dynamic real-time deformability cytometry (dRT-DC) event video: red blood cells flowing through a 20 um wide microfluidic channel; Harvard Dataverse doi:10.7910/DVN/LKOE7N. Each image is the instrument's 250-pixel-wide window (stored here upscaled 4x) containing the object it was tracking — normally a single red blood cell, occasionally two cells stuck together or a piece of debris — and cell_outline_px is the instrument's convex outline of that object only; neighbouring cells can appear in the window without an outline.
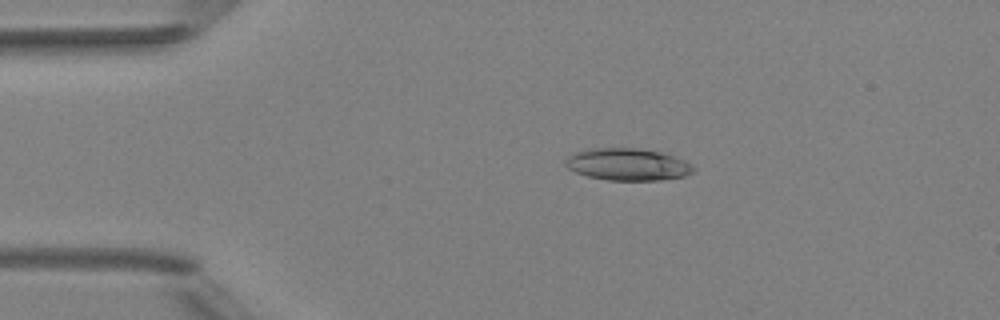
{"species": "Egyptian fruit bat (a non-hibernating species)", "species_latin": "Rousettus aegyptiacus", "temperature_condition": "room temperature", "stored_images_in_passage": 3, "camera_frame_rate_fps": 3000, "um_per_image_px": 0.085, "animal": {"sex": "female"}, "frame": {"image": 1, "passage_image": 2, "time_ms": 0.667, "image_size_px": [1000, 320], "cell_outline_px": [[696, 168], [692, 172], [684, 176], [660, 180], [608, 180], [588, 176], [576, 172], [568, 168], [564, 164], [564, 160], [568, 156], [576, 152], [592, 148], [636, 148], [660, 152], [684, 160]], "centroid_in_image_um": [53.33, 13.97], "position_along_channel_um": 31.7, "area_um2": 23.76}}